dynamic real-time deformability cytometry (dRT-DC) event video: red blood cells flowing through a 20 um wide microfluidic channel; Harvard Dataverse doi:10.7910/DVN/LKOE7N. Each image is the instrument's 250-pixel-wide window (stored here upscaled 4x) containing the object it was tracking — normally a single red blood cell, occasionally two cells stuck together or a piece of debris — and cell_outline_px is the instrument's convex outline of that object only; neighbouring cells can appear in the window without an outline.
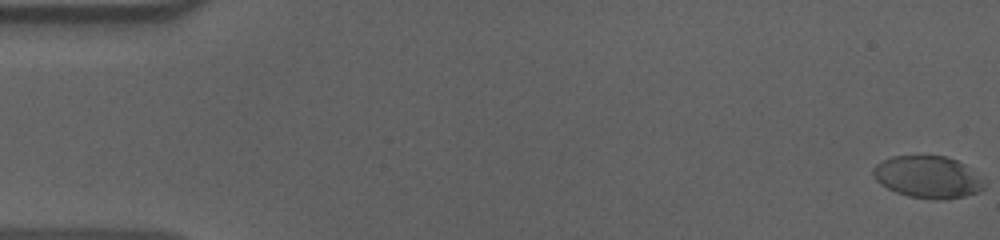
{"species": "human", "species_latin": "Homo sapiens", "temperature_condition": "cold", "stored_images_in_passage": 57, "camera_frame_rate_fps": 3000, "um_per_image_px": 0.085, "donor": {"sex": "male"}, "frame": {"image": 1, "passage_image": 1, "time_ms": 0.0, "image_size_px": [1000, 240], "cell_outline_px": [[984, 188], [976, 192], [964, 196], [944, 200], [932, 200], [908, 196], [896, 192], [880, 184], [876, 180], [872, 172], [872, 168], [876, 164], [892, 156], [944, 156], [956, 160], [964, 164], [984, 184]], "centroid_in_image_um": [78.8, 15.06], "position_along_channel_um": 6.2, "area_um2": 26.88}}
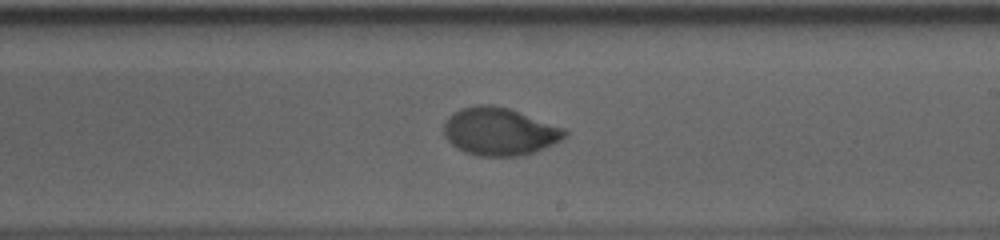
{"frame": {"image": 2, "passage_image": 34, "time_ms": 11.0, "image_size_px": [1000, 240], "cell_outline_px": [[568, 136], [536, 152], [524, 156], [476, 156], [464, 152], [452, 144], [444, 136], [444, 120], [448, 116], [460, 108], [476, 104], [492, 104], [508, 108], [564, 128], [568, 132]], "centroid_in_image_um": [42.44, 11.18], "position_along_channel_um": 246.6, "area_um2": 33.87}}
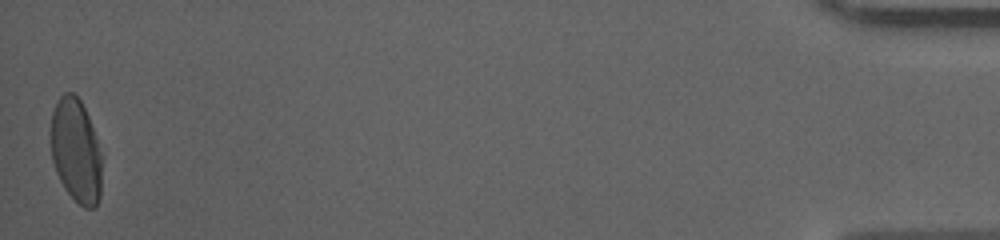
{"frame": {"image": 3, "passage_image": 57, "time_ms": 18.667, "image_size_px": [1000, 240], "cell_outline_px": [[104, 156], [100, 196], [96, 208], [84, 208], [64, 188], [56, 172], [52, 160], [48, 132], [52, 112], [60, 96], [64, 92], [72, 92], [80, 100], [88, 116]], "centroid_in_image_um": [6.46, 12.82], "position_along_channel_um": 428.7, "area_um2": 31.91}, "authors_computed_cell_mechanics": {"area_um2": 32.079, "velocity_mm_per_s": 3.6254, "shape_relaxation_time_tau1_ms": 5.1333, "shape_relaxation_time_tau2_ms": 1.0646, "deformation_change_tau1": 0.1798, "deformation_change_tau2": 0.0393}}